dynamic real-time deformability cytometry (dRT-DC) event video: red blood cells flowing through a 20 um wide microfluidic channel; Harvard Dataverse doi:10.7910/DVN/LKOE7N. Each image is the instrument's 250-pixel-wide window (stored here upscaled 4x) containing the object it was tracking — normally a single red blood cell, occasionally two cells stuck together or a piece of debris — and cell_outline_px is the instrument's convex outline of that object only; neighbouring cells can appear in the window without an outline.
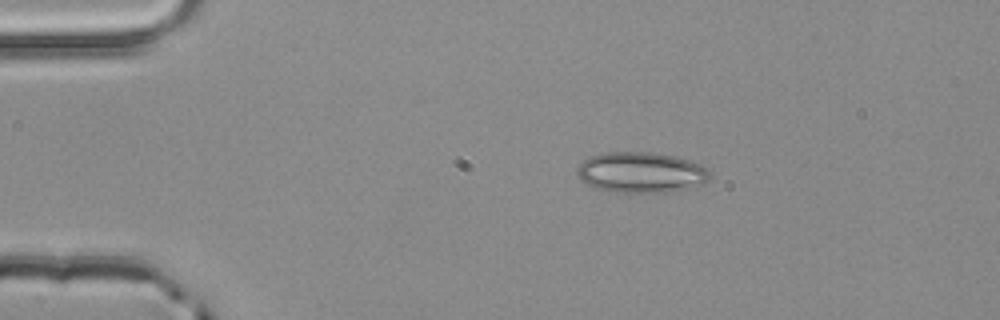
{"species": "common noctule bat (a hibernating species)", "species_latin": "Nyctalus noctula", "temperature_condition": "room temperature", "stored_images_in_passage": 3, "segment_of_instrument_passage": [1, 2], "camera_frame_rate_fps": 3000, "um_per_image_px": 0.085, "animal": {"sex": "male", "body_mass_g": 20.4}, "frame": {"image": 1, "passage_image": 1, "time_ms": 0.0, "image_size_px": [1000, 320], "cell_outline_px": [[708, 180], [700, 184], [664, 192], [608, 192], [592, 188], [580, 180], [576, 176], [576, 168], [588, 156], [600, 152], [652, 152], [676, 156], [692, 160], [708, 168]], "centroid_in_image_um": [54.39, 14.64], "position_along_channel_um": 30.6, "area_um2": 31.73}}